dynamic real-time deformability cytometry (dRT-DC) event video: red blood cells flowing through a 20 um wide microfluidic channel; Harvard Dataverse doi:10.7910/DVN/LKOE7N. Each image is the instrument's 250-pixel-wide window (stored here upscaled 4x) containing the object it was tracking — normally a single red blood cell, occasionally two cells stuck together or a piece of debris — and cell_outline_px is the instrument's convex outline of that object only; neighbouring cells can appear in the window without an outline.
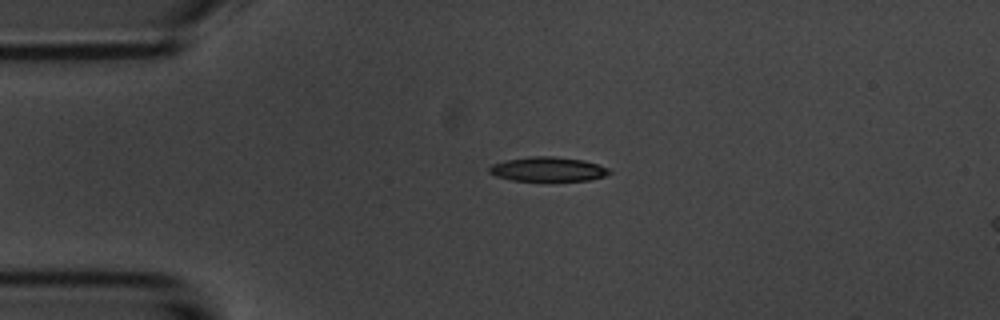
{"species": "common noctule bat (a hibernating species)", "species_latin": "Nyctalus noctula", "temperature_condition": "room temperature", "stored_images_in_passage": 3, "camera_frame_rate_fps": 3000, "um_per_image_px": 0.085, "animal": {"sex": "male", "body_mass_g": 20.1, "forearm_length_mm": 53.5}, "frame": {"image": 1, "passage_image": 3, "time_ms": 2.333, "image_size_px": [1000, 320], "cell_outline_px": [[612, 172], [604, 176], [588, 180], [512, 180], [496, 176], [488, 172], [488, 168], [492, 164], [504, 160], [532, 156], [552, 156], [584, 160], [608, 168]], "centroid_in_image_um": [46.54, 14.37], "position_along_channel_um": 38.5, "area_um2": 16.88}}